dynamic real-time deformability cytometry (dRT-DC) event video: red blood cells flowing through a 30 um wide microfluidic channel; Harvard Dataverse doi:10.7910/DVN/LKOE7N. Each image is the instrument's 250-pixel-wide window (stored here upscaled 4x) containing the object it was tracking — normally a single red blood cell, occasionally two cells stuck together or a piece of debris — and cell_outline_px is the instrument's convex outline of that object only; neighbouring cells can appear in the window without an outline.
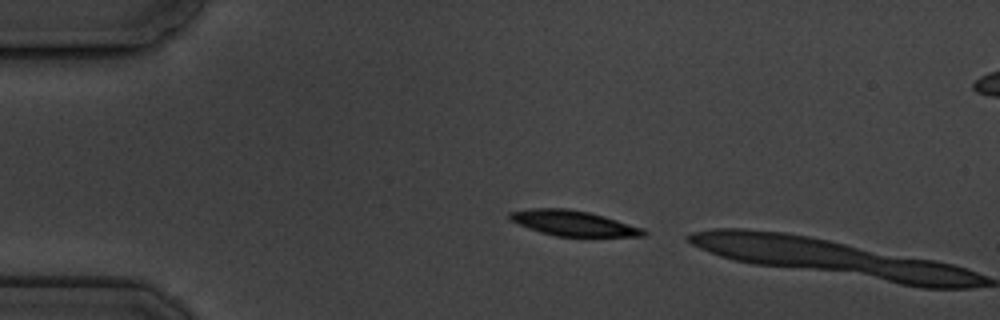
{"species": "common noctule bat (a hibernating species)", "species_latin": "Nyctalus noctula", "temperature_condition": "cold", "stored_images_in_passage": 2, "camera_frame_rate_fps": 3000, "um_per_image_px": 0.085, "animal": {"sex": "male", "body_mass_g": 19.5, "forearm_length_mm": 54.6}, "frame": {"image": 1, "passage_image": 1, "time_ms": 0.0, "image_size_px": [1000, 320], "cell_outline_px": [[648, 232], [644, 236], [556, 236], [540, 232], [528, 228], [508, 220], [508, 212], [532, 208], [568, 208], [588, 212], [604, 216], [644, 228]], "centroid_in_image_um": [48.7, 18.96], "position_along_channel_um": 36.3, "area_um2": 19.77}}